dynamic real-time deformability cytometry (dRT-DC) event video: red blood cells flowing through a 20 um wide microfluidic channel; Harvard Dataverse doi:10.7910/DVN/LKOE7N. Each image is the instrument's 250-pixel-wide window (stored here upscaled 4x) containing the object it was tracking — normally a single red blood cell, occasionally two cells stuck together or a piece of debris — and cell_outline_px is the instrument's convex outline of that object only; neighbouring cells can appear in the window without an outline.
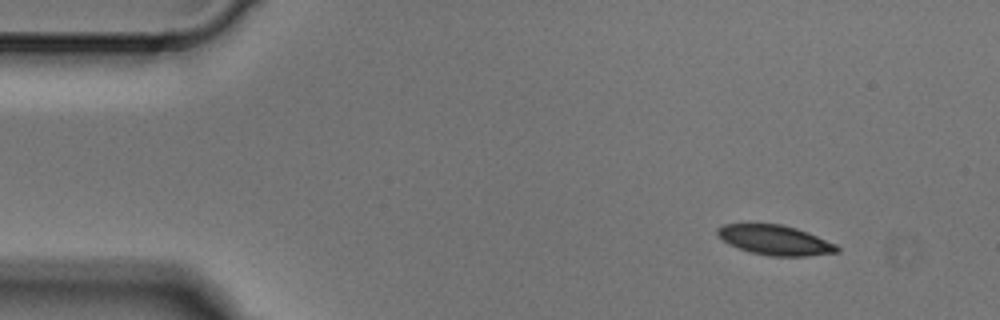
{"species": "Egyptian fruit bat (a non-hibernating species)", "species_latin": "Rousettus aegyptiacus", "temperature_condition": "cold", "stored_images_in_passage": 4, "camera_frame_rate_fps": 3000, "um_per_image_px": 0.085, "animal": {"sex": "male"}, "frame": {"image": 1, "passage_image": 1, "time_ms": 0.0, "image_size_px": [1000, 320], "cell_outline_px": [[840, 252], [808, 256], [768, 256], [752, 252], [740, 248], [724, 240], [716, 232], [716, 228], [724, 224], [780, 224], [796, 228], [808, 232], [836, 244], [840, 248]], "centroid_in_image_um": [65.94, 20.41], "position_along_channel_um": 19.1, "area_um2": 20.58}}
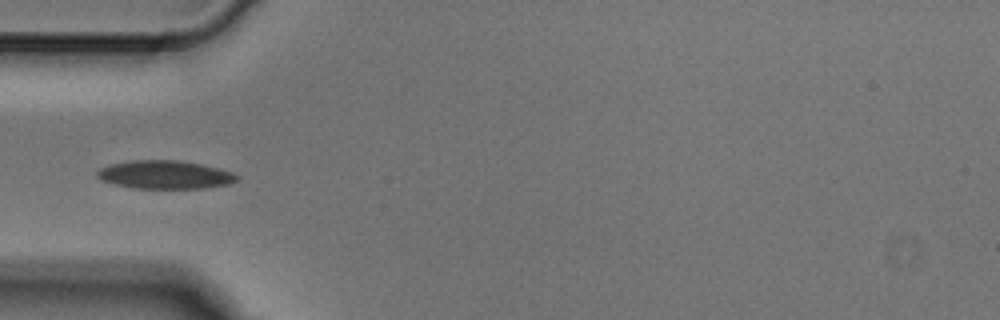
{"frame": {"image": 2, "passage_image": 4, "time_ms": 1.0, "image_size_px": [1000, 320], "cell_outline_px": [[240, 176], [236, 180], [228, 184], [204, 188], [132, 188], [100, 180], [96, 176], [96, 172], [100, 168], [112, 164], [132, 160], [176, 160], [200, 164], [232, 172]], "centroid_in_image_um": [13.99, 14.85], "position_along_channel_um": 71.0, "area_um2": 22.83}}